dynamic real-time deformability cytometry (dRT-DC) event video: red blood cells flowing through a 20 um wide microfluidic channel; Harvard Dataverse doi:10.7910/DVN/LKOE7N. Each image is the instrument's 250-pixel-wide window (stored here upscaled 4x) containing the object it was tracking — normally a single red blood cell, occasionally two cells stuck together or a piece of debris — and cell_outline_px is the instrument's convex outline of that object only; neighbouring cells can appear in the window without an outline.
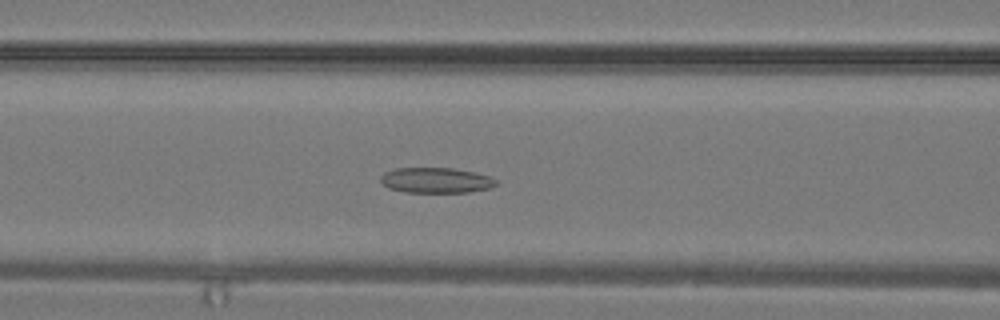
{"species": "common noctule bat (a hibernating species)", "species_latin": "Nyctalus noctula", "temperature_condition": "warm", "stored_images_in_passage": 25, "camera_frame_rate_fps": 3000, "um_per_image_px": 0.085, "animal": {"sex": "male", "body_mass_g": 19.2, "forearm_length_mm": 51.8}, "frame": {"image": 1, "passage_image": 6, "time_ms": 1.667, "image_size_px": [1000, 320], "cell_outline_px": [[496, 184], [492, 188], [468, 192], [404, 192], [388, 188], [380, 180], [380, 176], [384, 172], [392, 168], [452, 168], [492, 176], [496, 180]], "centroid_in_image_um": [37.04, 15.32], "position_along_channel_um": 129.6, "area_um2": 17.17}}
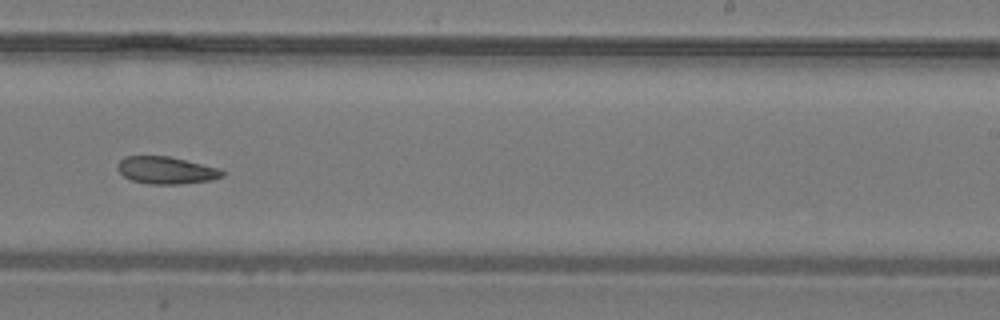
{"frame": {"image": 2, "passage_image": 13, "time_ms": 4.0, "image_size_px": [1000, 320], "cell_outline_px": [[224, 176], [212, 180], [180, 184], [148, 184], [132, 180], [124, 176], [116, 168], [120, 160], [124, 156], [168, 156], [220, 168], [224, 172]], "centroid_in_image_um": [14.13, 14.47], "position_along_channel_um": 274.9, "area_um2": 16.65}}
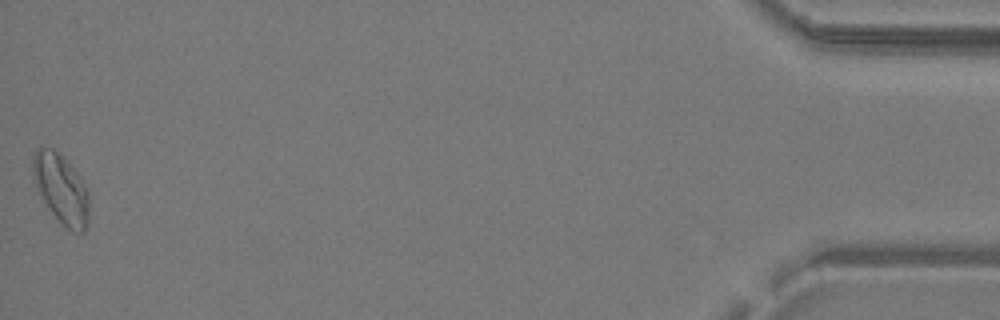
{"frame": {"image": 3, "passage_image": 25, "time_ms": 8.0, "image_size_px": [1000, 320], "cell_outline_px": [[88, 224], [84, 232], [72, 232], [64, 228], [60, 224], [48, 208], [36, 188], [32, 176], [32, 156], [36, 148], [52, 148], [60, 152], [64, 156], [80, 176], [88, 188]], "centroid_in_image_um": [5.19, 16.05], "position_along_channel_um": 430.0, "area_um2": 23.35}}